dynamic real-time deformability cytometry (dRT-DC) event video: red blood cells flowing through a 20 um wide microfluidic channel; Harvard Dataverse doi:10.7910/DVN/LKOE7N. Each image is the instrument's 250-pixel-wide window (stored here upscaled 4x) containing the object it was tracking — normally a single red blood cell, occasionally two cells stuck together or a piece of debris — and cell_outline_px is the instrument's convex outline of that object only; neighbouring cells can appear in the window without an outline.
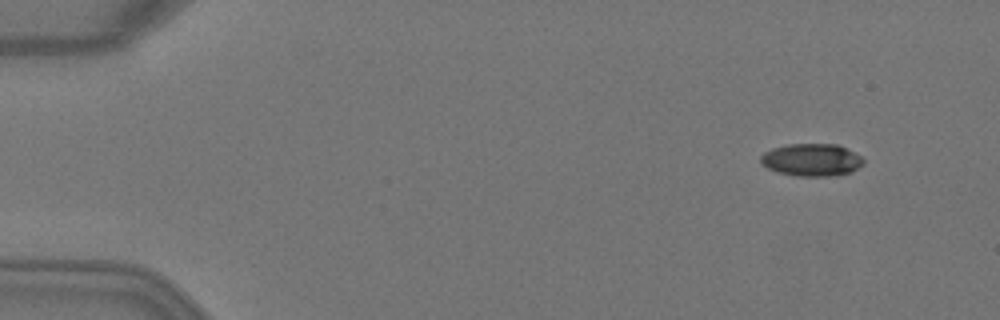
{"species": "Egyptian fruit bat (a non-hibernating species)", "species_latin": "Rousettus aegyptiacus", "temperature_condition": "warm", "stored_images_in_passage": 4, "camera_frame_rate_fps": 3000, "um_per_image_px": 0.085, "animal": {"sex": "female"}, "frame": {"image": 1, "passage_image": 1, "time_ms": 0.0, "image_size_px": [1000, 320], "cell_outline_px": [[864, 164], [852, 172], [836, 176], [796, 176], [776, 172], [760, 164], [760, 156], [764, 152], [772, 148], [788, 144], [836, 144], [860, 156], [864, 160]], "centroid_in_image_um": [68.96, 13.6], "position_along_channel_um": 16.0, "area_um2": 19.59}}